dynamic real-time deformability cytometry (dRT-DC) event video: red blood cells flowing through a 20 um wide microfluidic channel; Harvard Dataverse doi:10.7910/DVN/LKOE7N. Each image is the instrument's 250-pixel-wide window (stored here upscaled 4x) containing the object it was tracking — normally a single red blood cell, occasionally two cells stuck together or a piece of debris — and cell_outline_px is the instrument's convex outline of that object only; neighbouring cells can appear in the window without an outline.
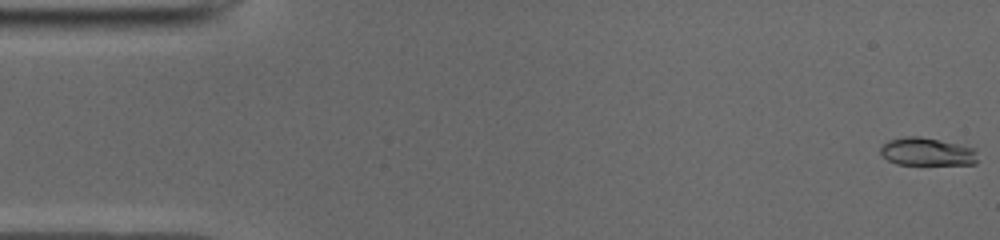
{"species": "common noctule bat (a hibernating species)", "species_latin": "Nyctalus noctula", "temperature_condition": "cold", "stored_images_in_passage": 51, "camera_frame_rate_fps": 3000, "um_per_image_px": 0.085, "animal": {"sex": "male", "body_mass_g": 19.0, "forearm_length_mm": 50.8}, "frame": {"image": 1, "passage_image": 1, "time_ms": 0.0, "image_size_px": [1000, 240], "cell_outline_px": [[976, 164], [896, 164], [888, 160], [880, 152], [880, 148], [888, 140], [904, 136], [920, 136], [940, 140], [976, 148]], "centroid_in_image_um": [78.79, 12.89], "position_along_channel_um": 6.2, "area_um2": 15.78}}
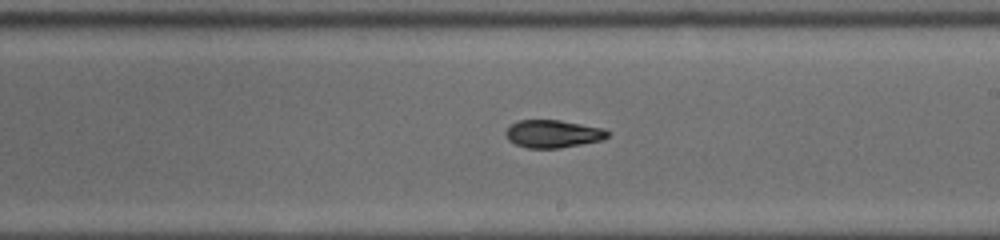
{"frame": {"image": 2, "passage_image": 29, "time_ms": 9.333, "image_size_px": [1000, 240], "cell_outline_px": [[608, 136], [604, 140], [560, 148], [528, 148], [516, 144], [508, 140], [504, 132], [512, 124], [520, 120], [560, 120], [604, 128], [608, 132]], "centroid_in_image_um": [47.02, 11.38], "position_along_channel_um": 242.0, "area_um2": 16.47}}
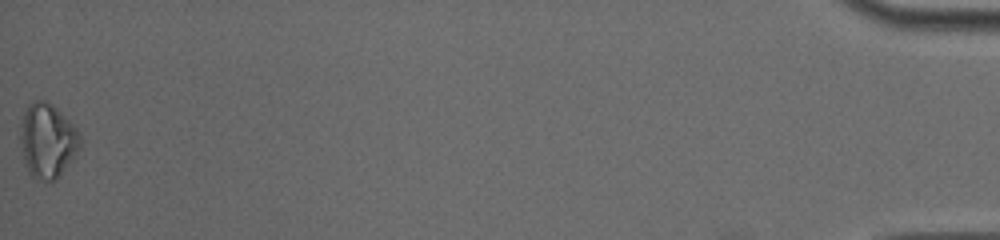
{"frame": {"image": 3, "passage_image": 51, "time_ms": 16.667, "image_size_px": [1000, 240], "cell_outline_px": [[80, 148], [60, 176], [52, 184], [36, 180], [28, 172], [24, 160], [20, 140], [20, 136], [24, 112], [28, 104], [36, 100], [44, 100], [52, 104], [80, 132]], "centroid_in_image_um": [4.04, 12.01], "position_along_channel_um": 431.2, "area_um2": 26.01}, "authors_computed_cell_mechanics": {"area_um2": 16.6464, "velocity_mm_per_s": 3.9655, "shape_relaxation_time_tau1_ms": 4.0698, "shape_relaxation_time_tau2_ms": 8.965, "deformation_change_tau1": 0.13, "deformation_change_tau2": 0.1442}}